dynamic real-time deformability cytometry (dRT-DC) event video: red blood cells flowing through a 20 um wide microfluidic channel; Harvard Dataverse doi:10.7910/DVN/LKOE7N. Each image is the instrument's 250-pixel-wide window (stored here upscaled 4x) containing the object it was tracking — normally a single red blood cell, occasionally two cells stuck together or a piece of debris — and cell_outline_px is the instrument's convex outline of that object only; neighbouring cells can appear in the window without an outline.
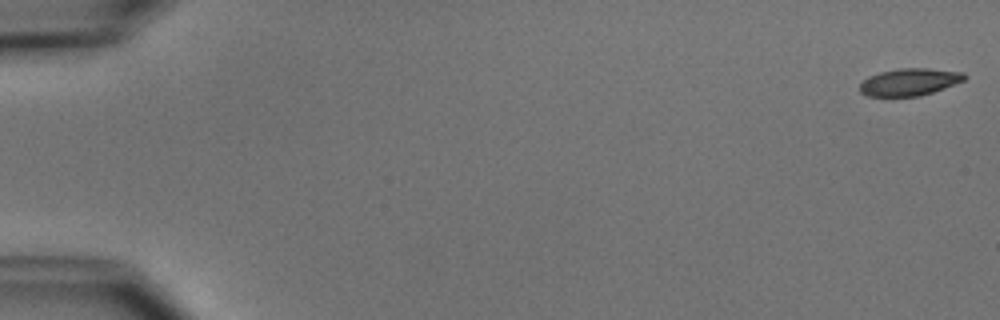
{"species": "common noctule bat (a hibernating species)", "species_latin": "Nyctalus noctula", "temperature_condition": "cold", "stored_images_in_passage": 12, "camera_frame_rate_fps": 3000, "um_per_image_px": 0.085, "animal": {"sex": "male", "body_mass_g": 15.6}, "frame": {"image": 1, "passage_image": 1, "time_ms": 0.0, "image_size_px": [1000, 320], "cell_outline_px": [[968, 76], [964, 80], [944, 88], [920, 96], [868, 96], [860, 92], [860, 84], [868, 76], [880, 72], [896, 68], [928, 68], [964, 72]], "centroid_in_image_um": [77.31, 6.96], "position_along_channel_um": 7.7, "area_um2": 16.65}}